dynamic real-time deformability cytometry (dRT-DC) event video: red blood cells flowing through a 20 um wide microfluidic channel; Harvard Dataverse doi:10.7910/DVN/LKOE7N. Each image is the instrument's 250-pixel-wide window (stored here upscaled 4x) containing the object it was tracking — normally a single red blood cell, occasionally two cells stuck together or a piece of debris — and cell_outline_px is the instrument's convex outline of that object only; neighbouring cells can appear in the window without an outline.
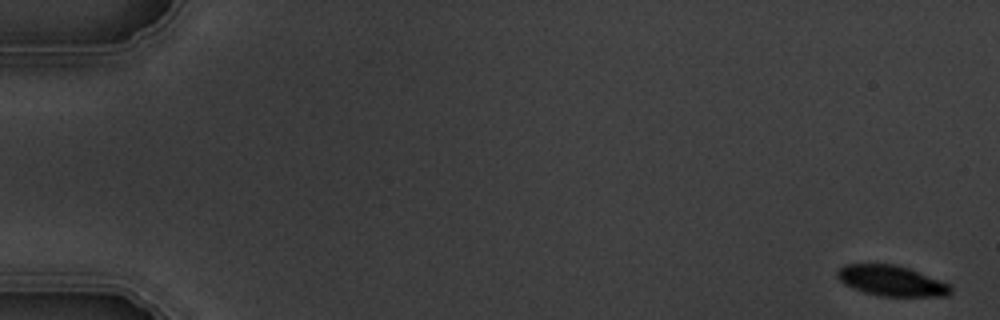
{"species": "common noctule bat (a hibernating species)", "species_latin": "Nyctalus noctula", "temperature_condition": "warm", "stored_images_in_passage": 5, "camera_frame_rate_fps": 3000, "um_per_image_px": 0.085, "animal": {"sex": "male", "body_mass_g": 19.5, "forearm_length_mm": 54.6}, "frame": {"image": 1, "passage_image": 1, "time_ms": 0.0, "image_size_px": [1000, 320], "cell_outline_px": [[952, 292], [948, 296], [880, 296], [864, 292], [852, 288], [844, 284], [836, 276], [836, 272], [844, 264], [892, 264], [908, 268], [952, 284]], "centroid_in_image_um": [75.79, 23.87], "position_along_channel_um": 9.2, "area_um2": 20.23}}
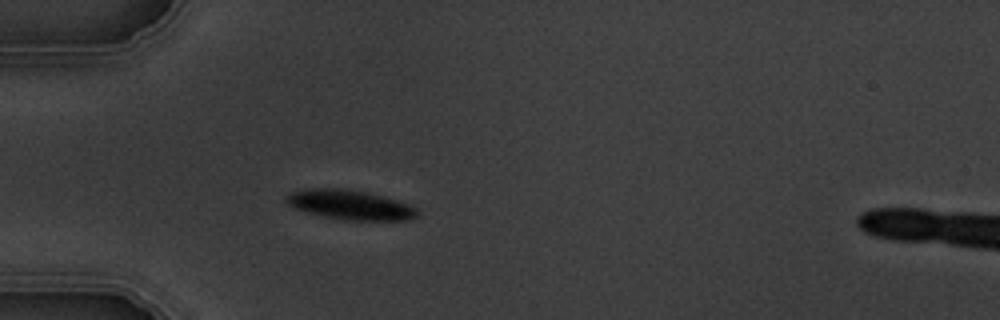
{"frame": {"image": 2, "passage_image": 5, "time_ms": 5.333, "image_size_px": [1000, 320], "cell_outline_px": [[420, 212], [416, 216], [408, 220], [348, 220], [324, 216], [308, 212], [296, 208], [288, 204], [284, 200], [284, 196], [288, 192], [304, 188], [340, 188], [368, 192], [412, 204]], "centroid_in_image_um": [29.75, 17.39], "position_along_channel_um": 55.3, "area_um2": 22.77}}